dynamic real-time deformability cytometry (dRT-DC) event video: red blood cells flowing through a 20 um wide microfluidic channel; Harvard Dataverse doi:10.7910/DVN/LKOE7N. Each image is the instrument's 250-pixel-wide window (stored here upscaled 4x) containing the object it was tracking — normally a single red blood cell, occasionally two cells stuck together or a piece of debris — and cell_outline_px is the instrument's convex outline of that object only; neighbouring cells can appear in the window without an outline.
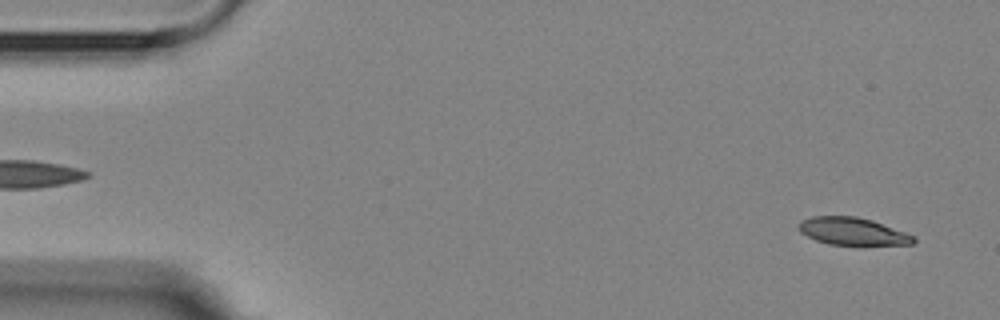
{"species": "Egyptian fruit bat (a non-hibernating species)", "species_latin": "Rousettus aegyptiacus", "temperature_condition": "room temperature", "stored_images_in_passage": 5, "segment_of_instrument_passage": [2, 2], "camera_frame_rate_fps": 3000, "um_per_image_px": 0.085, "animal": {"sex": "female"}, "frame": {"image": 1, "passage_image": 5, "time_ms": 4.667, "image_size_px": [1000, 320], "cell_outline_px": [[916, 240], [912, 244], [828, 244], [816, 240], [800, 232], [800, 220], [812, 216], [856, 216], [872, 220], [916, 236]], "centroid_in_image_um": [72.47, 19.65], "position_along_channel_um": 12.5, "area_um2": 18.09}}